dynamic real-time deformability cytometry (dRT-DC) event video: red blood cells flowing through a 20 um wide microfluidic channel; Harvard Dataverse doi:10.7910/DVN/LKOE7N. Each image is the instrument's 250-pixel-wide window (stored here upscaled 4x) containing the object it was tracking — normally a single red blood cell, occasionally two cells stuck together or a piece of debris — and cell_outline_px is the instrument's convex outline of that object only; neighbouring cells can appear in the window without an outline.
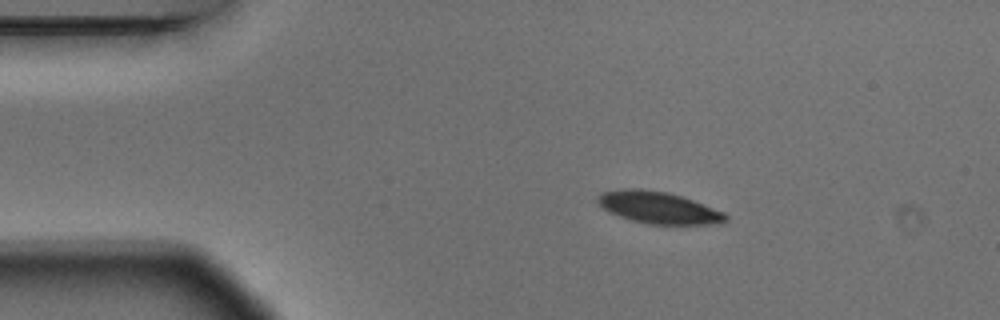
{"species": "Egyptian fruit bat (a non-hibernating species)", "species_latin": "Rousettus aegyptiacus", "temperature_condition": "warm", "stored_images_in_passage": 8, "camera_frame_rate_fps": 3000, "um_per_image_px": 0.085, "animal": {"sex": "male"}, "frame": {"image": 1, "passage_image": 1, "time_ms": 0.0, "image_size_px": [1000, 320], "cell_outline_px": [[728, 220], [724, 224], [648, 224], [632, 220], [608, 212], [596, 200], [596, 196], [604, 192], [624, 188], [640, 188], [668, 192], [692, 200], [724, 212], [728, 216]], "centroid_in_image_um": [55.99, 17.65], "position_along_channel_um": 29.0, "area_um2": 23.76}}
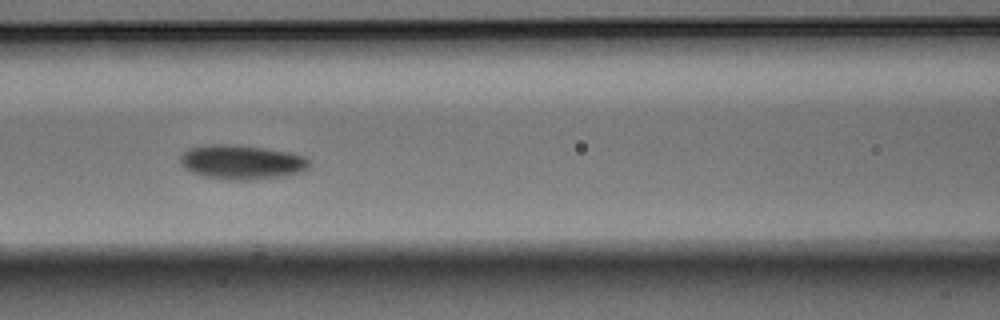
{"frame": {"image": 2, "passage_image": 5, "time_ms": 1.333, "image_size_px": [1000, 320], "cell_outline_px": [[312, 160], [308, 168], [300, 172], [288, 176], [248, 180], [228, 180], [204, 176], [192, 172], [184, 168], [180, 164], [180, 152], [188, 148], [204, 144], [240, 144], [292, 152], [304, 156]], "centroid_in_image_um": [20.55, 13.76], "position_along_channel_um": 146.1, "area_um2": 26.59}}
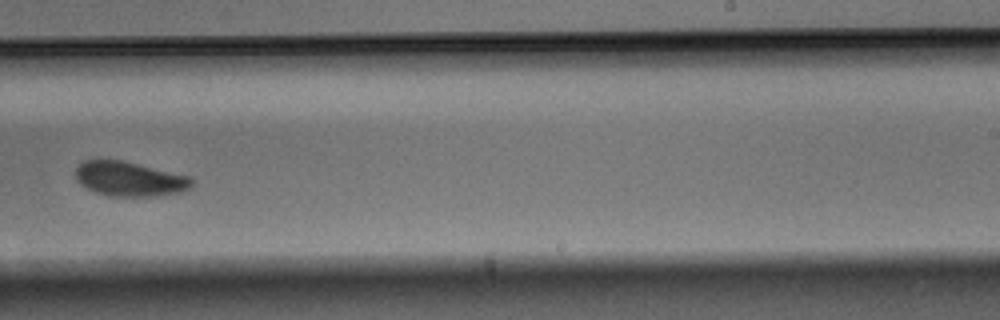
{"frame": {"image": 3, "passage_image": 8, "time_ms": 2.333, "image_size_px": [1000, 320], "cell_outline_px": [[192, 188], [180, 192], [160, 196], [108, 196], [96, 192], [80, 184], [76, 180], [76, 168], [84, 160], [120, 160], [192, 176]], "centroid_in_image_um": [11.05, 15.22], "position_along_channel_um": 278.0, "area_um2": 23.47}}